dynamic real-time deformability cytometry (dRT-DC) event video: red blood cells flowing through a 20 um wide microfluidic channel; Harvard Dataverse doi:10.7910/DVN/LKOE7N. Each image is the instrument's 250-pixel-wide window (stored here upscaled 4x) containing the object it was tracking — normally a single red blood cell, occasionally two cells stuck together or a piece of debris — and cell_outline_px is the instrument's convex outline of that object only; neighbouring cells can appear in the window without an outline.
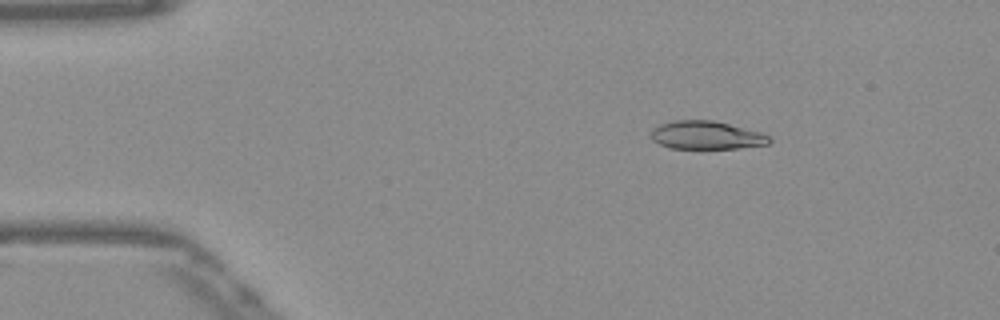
{"species": "Egyptian fruit bat (a non-hibernating species)", "species_latin": "Rousettus aegyptiacus", "temperature_condition": "warm", "stored_images_in_passage": 47, "camera_frame_rate_fps": 3000, "um_per_image_px": 0.085, "frame": {"image": 1, "passage_image": 3, "time_ms": 0.667, "image_size_px": [1000, 320], "cell_outline_px": [[772, 140], [768, 144], [740, 148], [672, 148], [660, 144], [652, 140], [652, 128], [660, 124], [672, 120], [712, 120], [760, 132], [768, 136]], "centroid_in_image_um": [60.02, 11.49], "position_along_channel_um": 25.0, "area_um2": 19.25}}
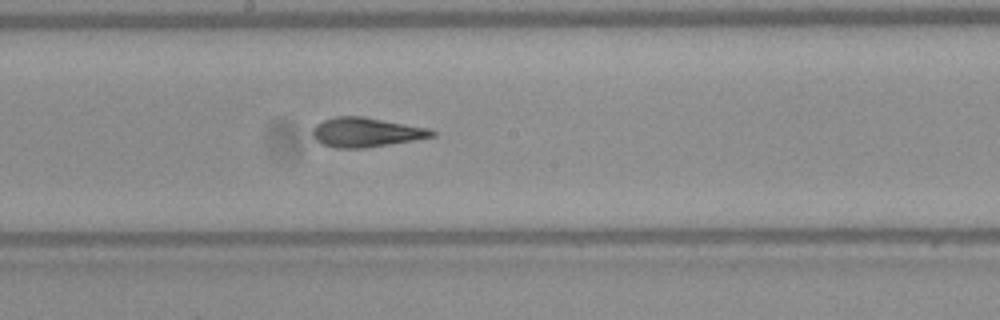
{"frame": {"image": 2, "passage_image": 23, "time_ms": 7.333, "image_size_px": [1000, 320], "cell_outline_px": [[436, 136], [364, 148], [336, 148], [320, 144], [312, 136], [312, 128], [316, 124], [332, 116], [364, 116], [432, 128], [436, 132]], "centroid_in_image_um": [31.11, 11.23], "position_along_channel_um": 217.1, "area_um2": 20.75}}
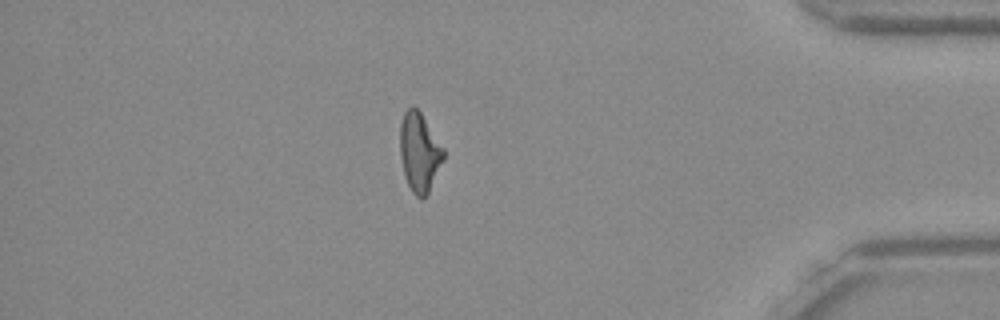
{"frame": {"image": 3, "passage_image": 40, "time_ms": 13.0, "image_size_px": [1000, 320], "cell_outline_px": [[444, 160], [428, 192], [420, 200], [412, 192], [404, 176], [400, 156], [400, 124], [404, 112], [412, 104], [420, 112], [444, 148]], "centroid_in_image_um": [35.64, 12.94], "position_along_channel_um": 399.6, "area_um2": 20.0}, "authors_computed_cell_mechanics": {"area_um2": 20.23, "velocity_mm_per_s": 3.8918, "shape_relaxation_time_tau1_ms": null, "shape_relaxation_time_tau2_ms": 2.3765, "deformation_change_tau1": null, "deformation_change_tau2": 0.1005}}